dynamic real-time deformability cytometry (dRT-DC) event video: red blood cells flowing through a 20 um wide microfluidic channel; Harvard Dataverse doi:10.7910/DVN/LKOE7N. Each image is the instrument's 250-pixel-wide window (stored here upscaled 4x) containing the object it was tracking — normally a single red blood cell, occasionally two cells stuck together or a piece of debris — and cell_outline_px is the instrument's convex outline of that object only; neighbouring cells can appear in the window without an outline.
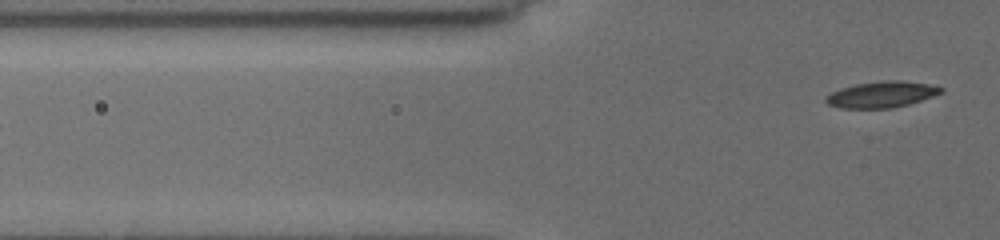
{"species": "common noctule bat (a hibernating species)", "species_latin": "Nyctalus noctula", "temperature_condition": "cold", "stored_images_in_passage": 4, "camera_frame_rate_fps": 3000, "um_per_image_px": 0.085, "animal": {"sex": "female", "body_mass_g": 19.5, "forearm_length_mm": 54.1}, "frame": {"image": 1, "passage_image": 4, "time_ms": 3.333, "image_size_px": [1000, 240], "cell_outline_px": [[944, 88], [940, 92], [932, 96], [908, 104], [888, 108], [840, 108], [828, 104], [824, 100], [824, 96], [840, 88], [856, 84], [880, 80], [900, 80], [928, 84]], "centroid_in_image_um": [74.87, 8.02], "position_along_channel_um": 50.9, "area_um2": 17.4}}